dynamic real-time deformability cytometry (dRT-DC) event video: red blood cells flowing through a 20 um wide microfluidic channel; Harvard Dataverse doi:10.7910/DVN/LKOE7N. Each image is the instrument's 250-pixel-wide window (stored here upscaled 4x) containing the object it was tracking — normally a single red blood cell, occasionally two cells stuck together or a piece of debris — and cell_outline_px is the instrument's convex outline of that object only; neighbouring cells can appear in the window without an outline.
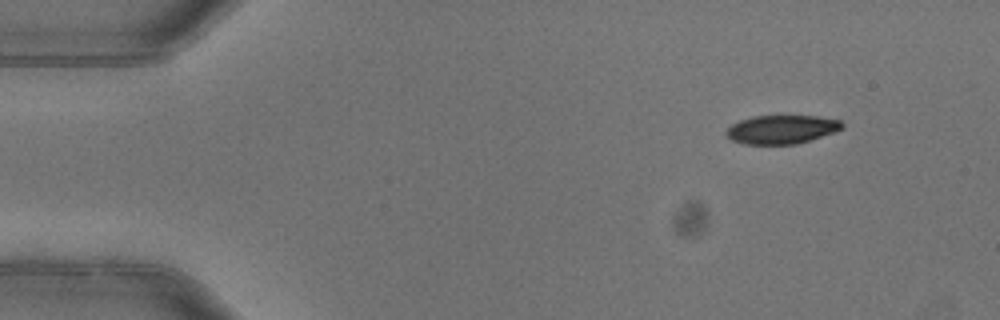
{"species": "common noctule bat (a hibernating species)", "species_latin": "Nyctalus noctula", "temperature_condition": "warm", "stored_images_in_passage": 4, "camera_frame_rate_fps": 3000, "um_per_image_px": 0.085, "animal": {"sex": "female"}, "frame": {"image": 1, "passage_image": 1, "time_ms": 0.0, "image_size_px": [1000, 320], "cell_outline_px": [[844, 124], [836, 132], [796, 144], [744, 144], [732, 140], [724, 132], [732, 124], [740, 120], [752, 116], [820, 116], [840, 120]], "centroid_in_image_um": [66.44, 11.0], "position_along_channel_um": 18.6, "area_um2": 19.31}}
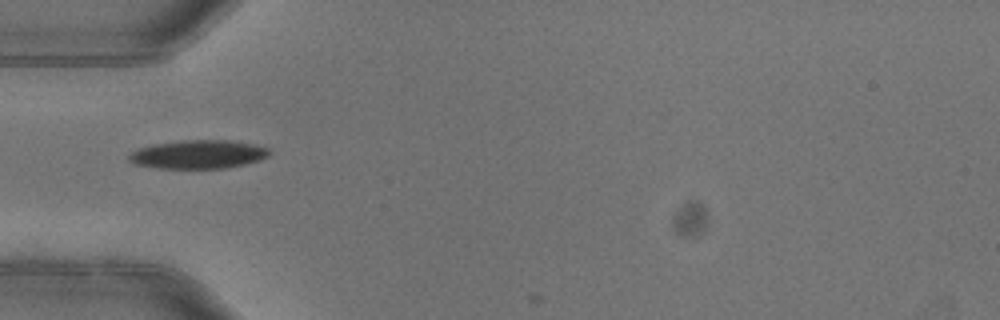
{"frame": {"image": 2, "passage_image": 4, "time_ms": 1.0, "image_size_px": [1000, 320], "cell_outline_px": [[272, 152], [268, 156], [260, 160], [244, 164], [224, 168], [160, 168], [136, 164], [128, 160], [128, 156], [132, 152], [140, 148], [152, 144], [184, 140], [228, 140], [252, 144], [268, 148]], "centroid_in_image_um": [16.87, 13.11], "position_along_channel_um": 68.1, "area_um2": 23.18}}